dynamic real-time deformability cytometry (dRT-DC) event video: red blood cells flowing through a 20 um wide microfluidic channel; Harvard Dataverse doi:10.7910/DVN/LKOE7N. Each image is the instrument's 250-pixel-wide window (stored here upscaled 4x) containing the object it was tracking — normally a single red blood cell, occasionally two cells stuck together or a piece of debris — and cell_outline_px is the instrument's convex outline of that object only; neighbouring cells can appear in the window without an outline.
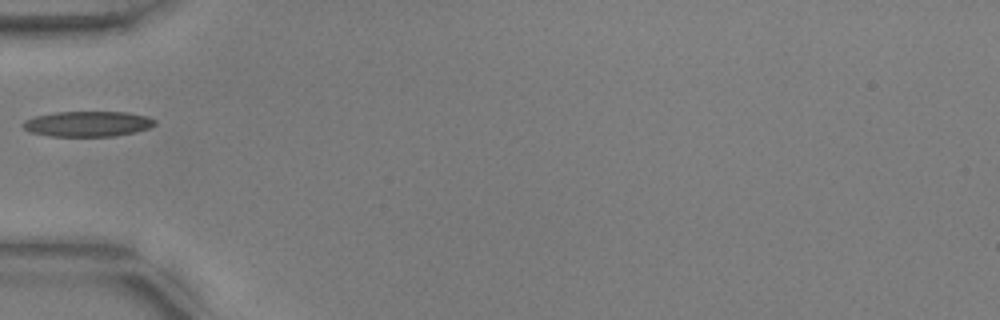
{"species": "common noctule bat (a hibernating species)", "species_latin": "Nyctalus noctula", "temperature_condition": "warm", "stored_images_in_passage": 31, "camera_frame_rate_fps": 3000, "um_per_image_px": 0.085, "animal": {"sex": "male", "body_mass_g": 17.9, "forearm_length_mm": 54.2}, "frame": {"image": 1, "passage_image": 1, "time_ms": 0.0, "image_size_px": [1000, 320], "cell_outline_px": [[156, 124], [148, 128], [136, 132], [112, 136], [48, 136], [32, 132], [24, 128], [20, 124], [24, 120], [36, 116], [56, 112], [128, 112], [148, 116], [156, 120]], "centroid_in_image_um": [7.47, 10.52], "position_along_channel_um": 77.5, "area_um2": 19.54}}
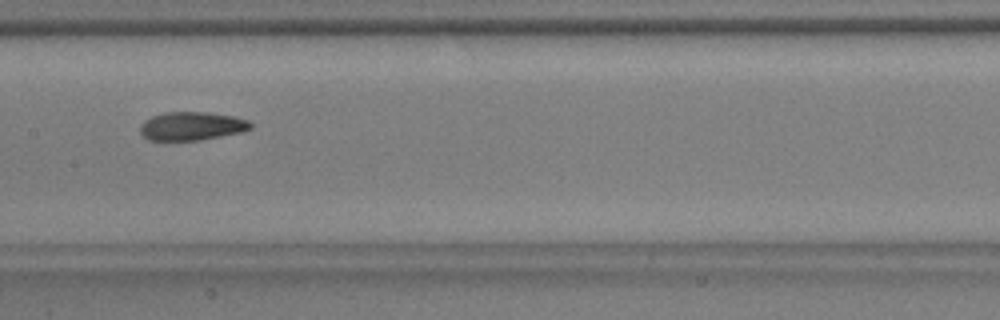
{"frame": {"image": 2, "passage_image": 10, "time_ms": 3.0, "image_size_px": [1000, 320], "cell_outline_px": [[252, 128], [240, 132], [200, 140], [148, 140], [140, 132], [140, 124], [144, 120], [152, 116], [164, 112], [208, 112], [232, 116], [248, 120], [252, 124]], "centroid_in_image_um": [16.27, 10.71], "position_along_channel_um": 191.1, "area_um2": 18.26}}
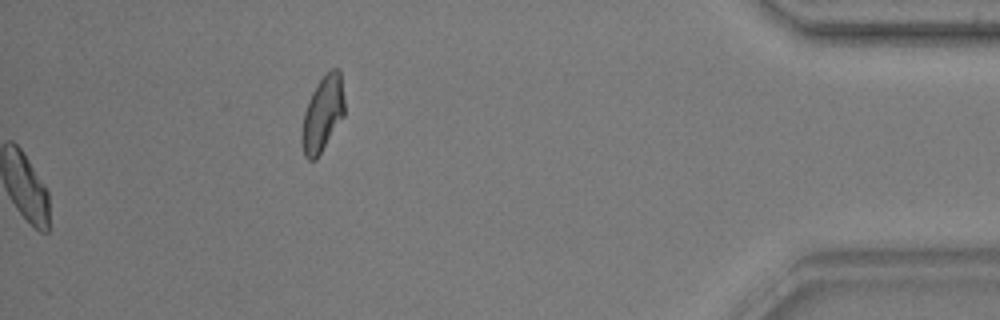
{"frame": {"image": 3, "passage_image": 31, "time_ms": 10.0, "image_size_px": [1000, 320], "cell_outline_px": [[344, 116], [316, 160], [308, 160], [304, 156], [300, 140], [300, 132], [304, 112], [308, 100], [316, 84], [332, 68], [340, 68], [344, 100]], "centroid_in_image_um": [27.4, 9.71], "position_along_channel_um": 407.8, "area_um2": 18.96}}